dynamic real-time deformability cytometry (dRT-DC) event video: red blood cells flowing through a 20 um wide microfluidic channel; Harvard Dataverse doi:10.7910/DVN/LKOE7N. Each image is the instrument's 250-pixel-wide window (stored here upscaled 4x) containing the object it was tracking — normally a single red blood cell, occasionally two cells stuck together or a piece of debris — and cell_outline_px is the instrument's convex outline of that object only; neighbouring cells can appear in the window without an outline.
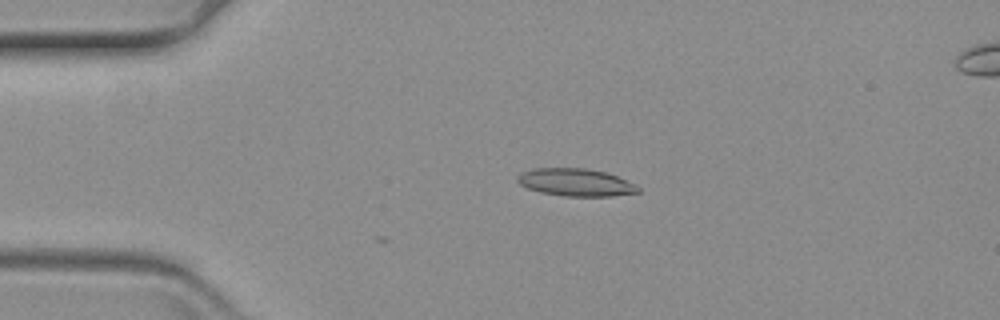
{"species": "common noctule bat (a hibernating species)", "species_latin": "Nyctalus noctula", "temperature_condition": "warm", "stored_images_in_passage": 4, "camera_frame_rate_fps": 3000, "um_per_image_px": 0.085, "animal": {"sex": "female", "body_mass_g": 19.3, "forearm_length_mm": 54.1}, "frame": {"image": 1, "passage_image": 4, "time_ms": 1.0, "image_size_px": [1000, 320], "cell_outline_px": [[640, 192], [612, 196], [564, 196], [540, 192], [528, 188], [520, 184], [516, 180], [516, 176], [520, 172], [532, 168], [584, 168], [608, 172], [636, 184], [640, 188]], "centroid_in_image_um": [48.93, 15.49], "position_along_channel_um": 36.1, "area_um2": 19.59}}